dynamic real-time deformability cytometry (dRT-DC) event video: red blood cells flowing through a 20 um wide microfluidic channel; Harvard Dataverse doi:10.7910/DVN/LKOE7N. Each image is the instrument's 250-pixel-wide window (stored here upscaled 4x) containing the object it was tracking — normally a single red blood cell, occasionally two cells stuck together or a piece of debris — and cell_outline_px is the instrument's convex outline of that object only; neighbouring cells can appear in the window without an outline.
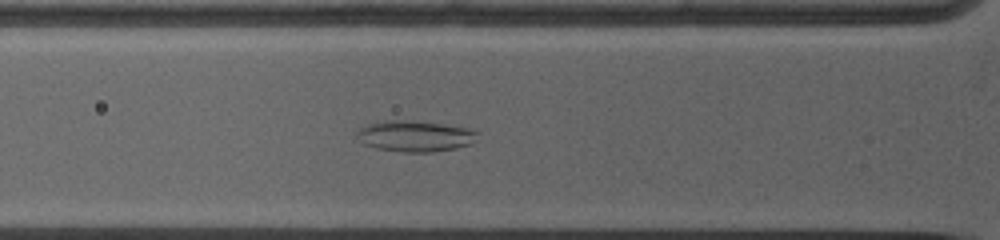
{"species": "common noctule bat (a hibernating species)", "species_latin": "Nyctalus noctula", "temperature_condition": "warm", "stored_images_in_passage": 6, "camera_frame_rate_fps": 5000, "um_per_image_px": 0.085, "animal": {"sex": "female", "body_mass_g": 19.0, "forearm_length_mm": 53.3}, "frame": {"image": 1, "passage_image": 6, "time_ms": 2.8, "image_size_px": [1000, 240], "cell_outline_px": [[480, 140], [472, 144], [456, 148], [432, 152], [404, 152], [376, 148], [364, 144], [356, 136], [356, 132], [360, 128], [368, 124], [388, 120], [404, 120], [444, 124], [468, 128], [480, 132]], "centroid_in_image_um": [35.35, 11.57], "position_along_channel_um": 90.4, "area_um2": 22.02}}